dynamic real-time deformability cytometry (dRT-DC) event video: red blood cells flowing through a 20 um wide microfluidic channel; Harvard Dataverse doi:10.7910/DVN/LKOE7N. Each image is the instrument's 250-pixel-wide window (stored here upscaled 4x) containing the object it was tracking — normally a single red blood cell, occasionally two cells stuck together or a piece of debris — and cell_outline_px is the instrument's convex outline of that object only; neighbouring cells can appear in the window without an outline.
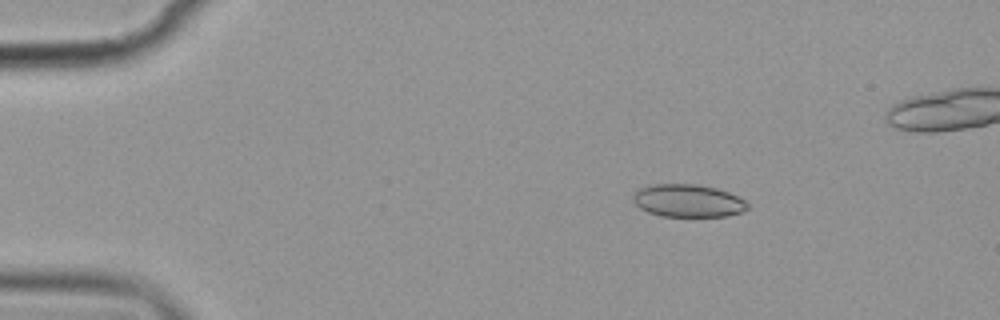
{"species": "common noctule bat (a hibernating species)", "species_latin": "Nyctalus noctula", "temperature_condition": "cold", "stored_images_in_passage": 5, "camera_frame_rate_fps": 3000, "um_per_image_px": 0.085, "animal": {"sex": "female", "body_mass_g": 19.9}, "frame": {"image": 1, "passage_image": 1, "time_ms": 0.0, "image_size_px": [1000, 320], "cell_outline_px": [[748, 208], [744, 212], [728, 216], [660, 216], [648, 212], [640, 208], [632, 200], [632, 196], [640, 188], [652, 184], [696, 184], [716, 188], [728, 192], [744, 200], [748, 204]], "centroid_in_image_um": [58.48, 17.06], "position_along_channel_um": 26.5, "area_um2": 21.85}}
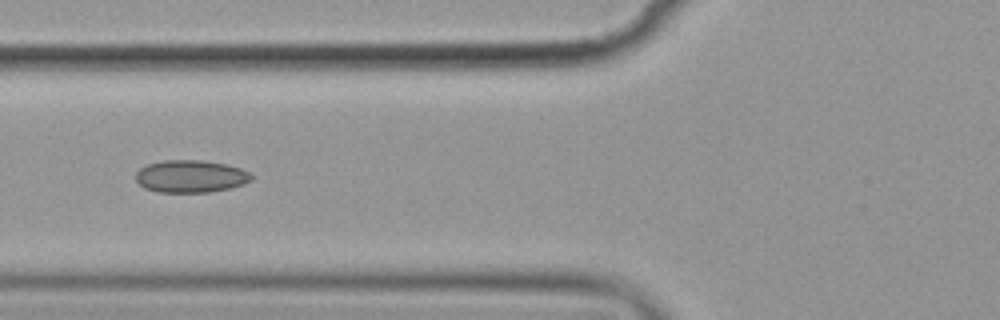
{"frame": {"image": 2, "passage_image": 4, "time_ms": 4.333, "image_size_px": [1000, 320], "cell_outline_px": [[252, 180], [244, 184], [228, 188], [208, 192], [156, 192], [144, 188], [136, 180], [136, 172], [140, 168], [148, 164], [164, 160], [200, 160], [224, 164], [240, 168], [248, 172], [252, 176]], "centroid_in_image_um": [16.18, 14.99], "position_along_channel_um": 109.6, "area_um2": 21.73}}
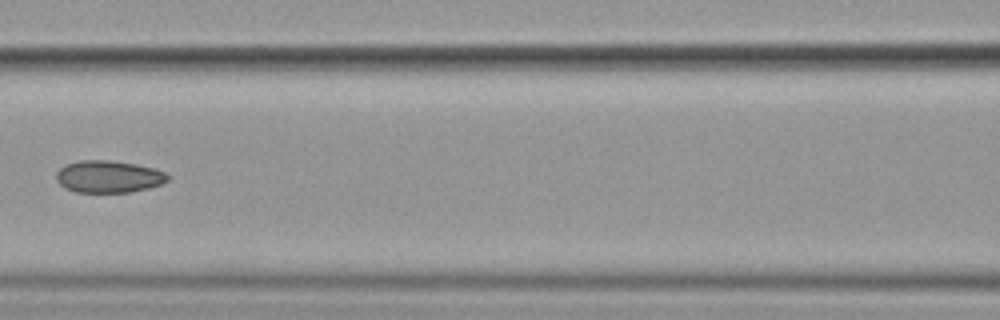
{"frame": {"image": 3, "passage_image": 5, "time_ms": 5.667, "image_size_px": [1000, 320], "cell_outline_px": [[168, 180], [160, 184], [148, 188], [128, 192], [76, 192], [64, 188], [56, 180], [56, 172], [60, 168], [68, 164], [80, 160], [108, 160], [136, 164], [152, 168], [164, 172], [168, 176]], "centroid_in_image_um": [9.19, 15.01], "position_along_channel_um": 157.4, "area_um2": 20.69}}